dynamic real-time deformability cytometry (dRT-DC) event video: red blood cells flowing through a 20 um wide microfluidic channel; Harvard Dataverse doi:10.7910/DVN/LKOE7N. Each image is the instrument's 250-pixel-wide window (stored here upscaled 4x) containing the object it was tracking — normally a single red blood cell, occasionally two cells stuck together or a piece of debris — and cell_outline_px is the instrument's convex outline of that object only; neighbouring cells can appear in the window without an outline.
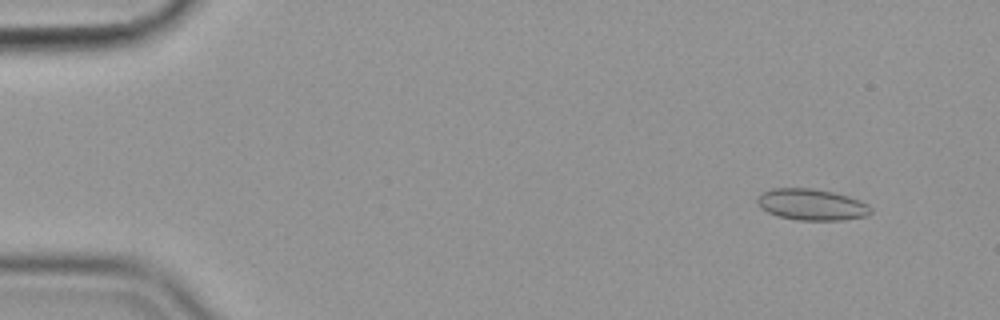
{"species": "common noctule bat (a hibernating species)", "species_latin": "Nyctalus noctula", "temperature_condition": "cold", "stored_images_in_passage": 56, "camera_frame_rate_fps": 3000, "um_per_image_px": 0.085, "animal": {"sex": "female", "body_mass_g": 19.9}, "frame": {"image": 1, "passage_image": 5, "time_ms": 1.333, "image_size_px": [1000, 320], "cell_outline_px": [[872, 212], [868, 216], [844, 220], [796, 220], [776, 216], [760, 208], [756, 204], [756, 200], [760, 192], [772, 188], [812, 188], [832, 192], [848, 196], [860, 200], [868, 204], [872, 208]], "centroid_in_image_um": [68.97, 17.39], "position_along_channel_um": 16.0, "area_um2": 21.1}}
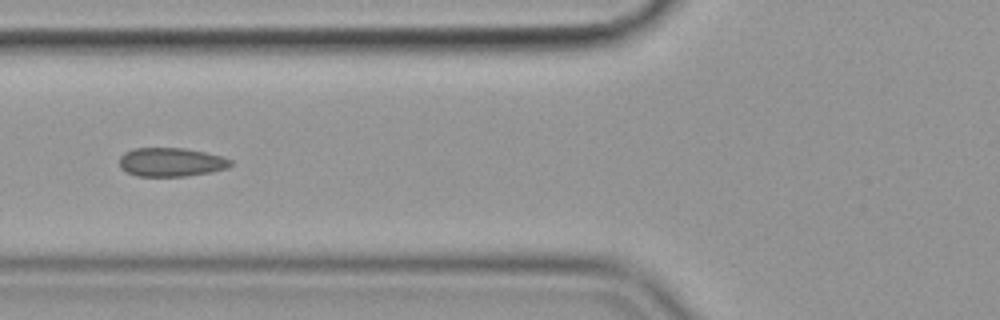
{"frame": {"image": 2, "passage_image": 22, "time_ms": 7.0, "image_size_px": [1000, 320], "cell_outline_px": [[232, 164], [228, 168], [212, 172], [188, 176], [136, 176], [120, 168], [120, 156], [124, 152], [132, 148], [184, 148], [204, 152], [220, 156], [232, 160]], "centroid_in_image_um": [14.54, 13.78], "position_along_channel_um": 111.3, "area_um2": 18.73}}
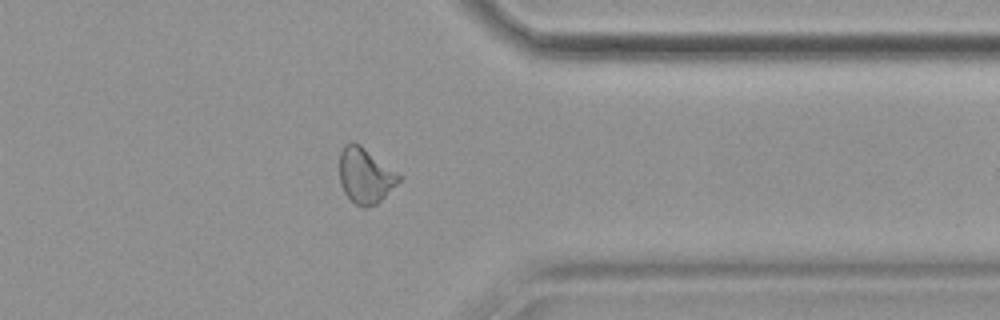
{"frame": {"image": 3, "passage_image": 45, "time_ms": 14.667, "image_size_px": [1000, 320], "cell_outline_px": [[400, 180], [376, 204], [368, 208], [364, 208], [356, 204], [344, 192], [340, 184], [340, 152], [344, 144], [352, 140], [360, 144], [400, 176]], "centroid_in_image_um": [30.99, 14.91], "position_along_channel_um": 380.4, "area_um2": 18.79}, "authors_computed_cell_mechanics": {"area_um2": 19.1896, "velocity_mm_per_s": 3.5855, "shape_relaxation_time_tau1_ms": null, "shape_relaxation_time_tau2_ms": 1.3043, "deformation_change_tau1": null, "deformation_change_tau2": 0.0784}}